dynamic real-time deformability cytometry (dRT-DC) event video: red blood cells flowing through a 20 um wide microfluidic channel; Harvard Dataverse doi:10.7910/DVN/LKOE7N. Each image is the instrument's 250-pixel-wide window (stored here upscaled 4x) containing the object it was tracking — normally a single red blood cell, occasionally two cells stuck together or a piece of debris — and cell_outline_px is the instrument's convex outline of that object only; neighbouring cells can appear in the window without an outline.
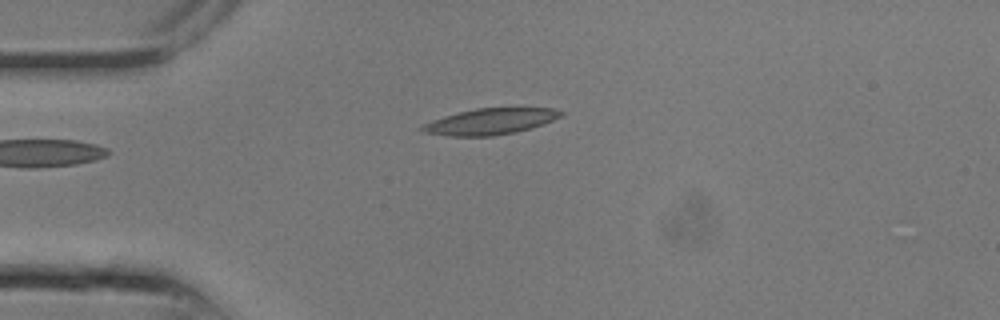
{"species": "common noctule bat (a hibernating species)", "species_latin": "Nyctalus noctula", "temperature_condition": "room temperature", "stored_images_in_passage": 5, "camera_frame_rate_fps": 3000, "um_per_image_px": 0.085, "animal": {"sex": "male", "body_mass_g": 13.3}, "frame": {"image": 1, "passage_image": 1, "time_ms": 0.0, "image_size_px": [1000, 320], "cell_outline_px": [[564, 112], [560, 116], [552, 120], [516, 132], [492, 136], [448, 136], [424, 132], [416, 128], [432, 120], [444, 116], [476, 108], [552, 108]], "centroid_in_image_um": [41.61, 10.33], "position_along_channel_um": 43.4, "area_um2": 20.81}}
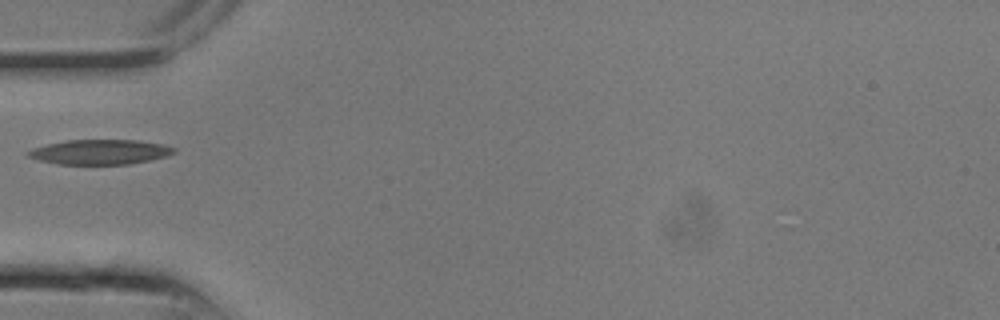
{"frame": {"image": 2, "passage_image": 3, "time_ms": 0.667, "image_size_px": [1000, 320], "cell_outline_px": [[176, 152], [168, 156], [128, 164], [56, 164], [24, 156], [24, 152], [32, 148], [48, 144], [68, 140], [140, 140], [164, 144], [176, 148]], "centroid_in_image_um": [8.49, 12.91], "position_along_channel_um": 76.5, "area_um2": 21.27}}
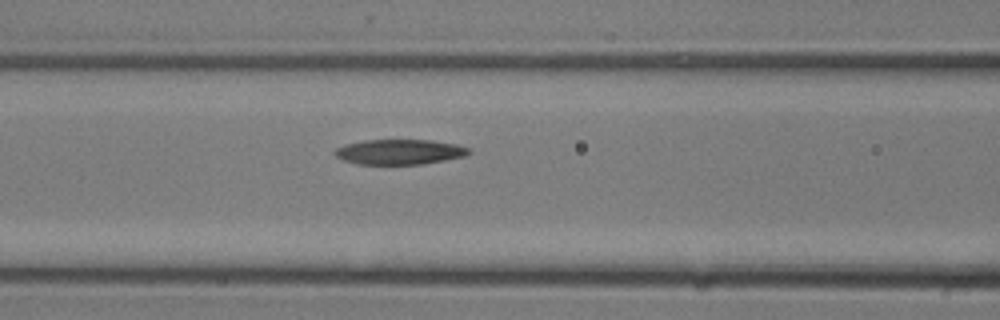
{"frame": {"image": 3, "passage_image": 5, "time_ms": 1.333, "image_size_px": [1000, 320], "cell_outline_px": [[472, 152], [464, 156], [424, 164], [356, 164], [344, 160], [336, 156], [332, 152], [336, 148], [344, 144], [364, 140], [428, 140], [456, 144], [468, 148]], "centroid_in_image_um": [33.92, 12.91], "position_along_channel_um": 132.7, "area_um2": 19.59}}